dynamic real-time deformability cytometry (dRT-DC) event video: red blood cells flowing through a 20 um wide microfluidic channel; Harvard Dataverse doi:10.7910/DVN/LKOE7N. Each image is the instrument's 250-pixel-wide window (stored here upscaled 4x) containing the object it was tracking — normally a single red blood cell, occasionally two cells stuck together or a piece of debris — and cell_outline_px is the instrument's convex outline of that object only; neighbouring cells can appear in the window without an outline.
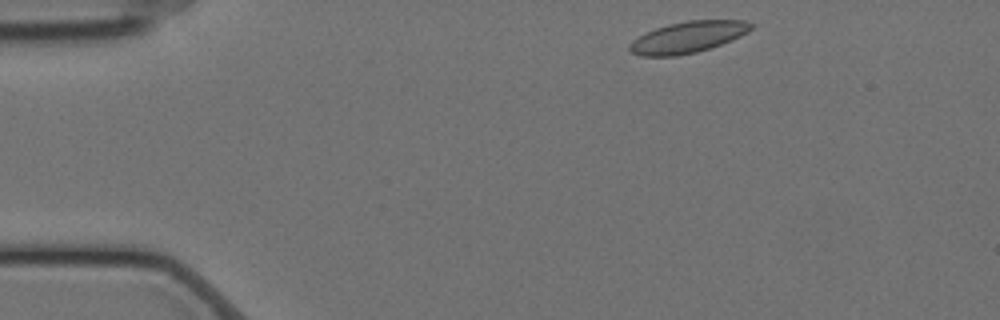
{"species": "Egyptian fruit bat (a non-hibernating species)", "species_latin": "Rousettus aegyptiacus", "temperature_condition": "cold", "stored_images_in_passage": 51, "camera_frame_rate_fps": 3000, "um_per_image_px": 0.085, "animal": {"sex": "female"}, "frame": {"image": 1, "passage_image": 2, "time_ms": 0.333, "image_size_px": [1000, 320], "cell_outline_px": [[752, 28], [740, 36], [720, 44], [696, 52], [676, 56], [640, 56], [632, 52], [628, 48], [628, 44], [632, 40], [656, 28], [668, 24], [688, 20], [744, 20], [752, 24]], "centroid_in_image_um": [58.43, 3.16], "position_along_channel_um": 26.6, "area_um2": 21.91}}
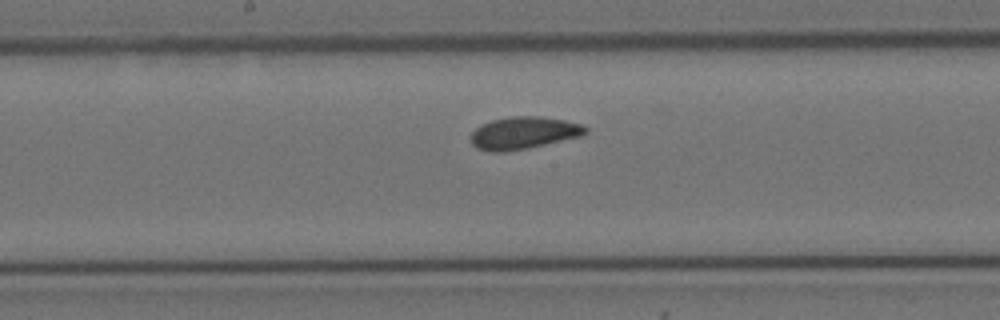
{"frame": {"image": 2, "passage_image": 23, "time_ms": 7.333, "image_size_px": [1000, 320], "cell_outline_px": [[588, 132], [584, 136], [528, 148], [504, 152], [492, 152], [476, 148], [472, 144], [472, 132], [480, 124], [492, 120], [512, 116], [540, 116], [564, 120], [580, 124], [588, 128]], "centroid_in_image_um": [44.53, 11.3], "position_along_channel_um": 203.7, "area_um2": 21.73}}
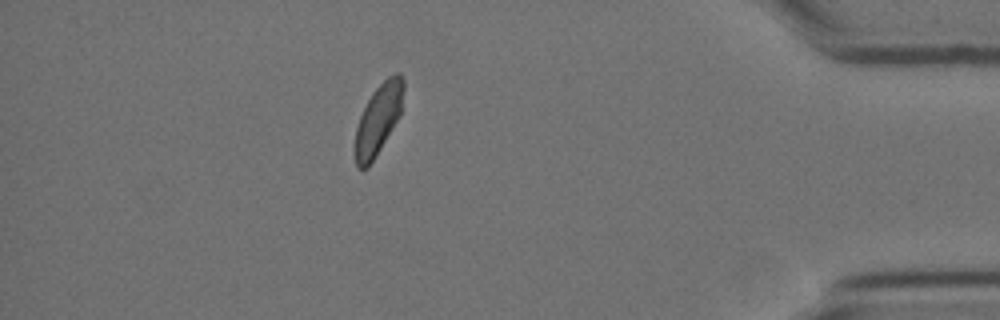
{"frame": {"image": 3, "passage_image": 44, "time_ms": 14.333, "image_size_px": [1000, 320], "cell_outline_px": [[404, 88], [400, 116], [368, 168], [356, 168], [356, 128], [360, 116], [372, 92], [388, 76], [396, 72], [400, 72], [404, 80]], "centroid_in_image_um": [32.18, 10.09], "position_along_channel_um": 403.0, "area_um2": 19.54}, "authors_computed_cell_mechanics": {"area_um2": 21.2704, "velocity_mm_per_s": 3.4705, "shape_relaxation_time_tau1_ms": null, "shape_relaxation_time_tau2_ms": 1.5374, "deformation_change_tau1": null, "deformation_change_tau2": 0.0653}}